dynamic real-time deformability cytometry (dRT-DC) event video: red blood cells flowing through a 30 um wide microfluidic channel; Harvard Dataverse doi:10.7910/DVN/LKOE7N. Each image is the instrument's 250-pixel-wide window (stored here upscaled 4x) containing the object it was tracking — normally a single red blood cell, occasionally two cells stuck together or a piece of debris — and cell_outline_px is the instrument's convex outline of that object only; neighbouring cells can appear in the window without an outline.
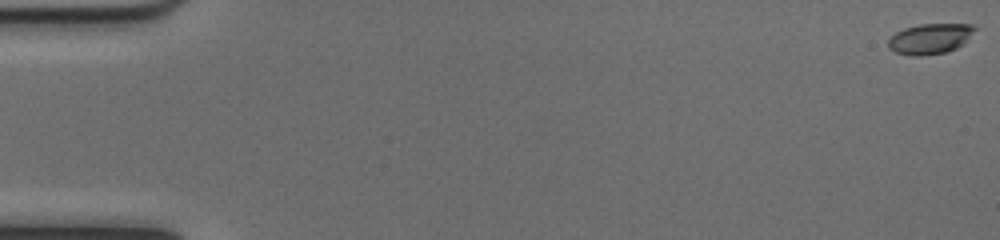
{"species": "common noctule bat (a hibernating species)", "species_latin": "Nyctalus noctula", "temperature_condition": "cold", "stored_images_in_passage": 53, "camera_frame_rate_fps": 3000, "um_per_image_px": 0.085, "animal": {"sex": "female", "body_mass_g": 17.0, "forearm_length_mm": 48.0}, "frame": {"image": 1, "passage_image": 1, "time_ms": 0.0, "image_size_px": [1000, 240], "cell_outline_px": [[980, 28], [964, 44], [948, 52], [920, 56], [912, 56], [896, 52], [888, 48], [888, 40], [896, 32], [904, 28], [920, 24], [976, 24]], "centroid_in_image_um": [79.14, 3.28], "position_along_channel_um": 5.9, "area_um2": 15.72}}
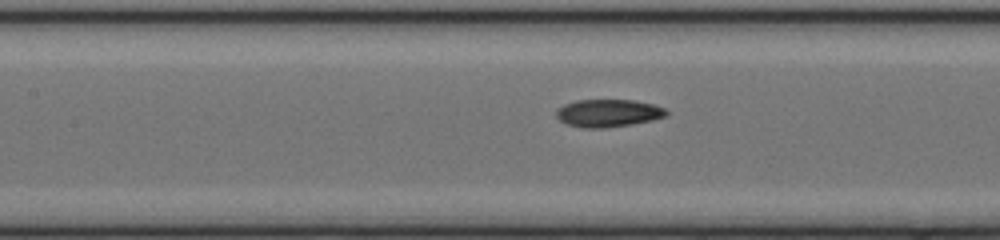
{"frame": {"image": 2, "passage_image": 25, "time_ms": 8.0, "image_size_px": [1000, 240], "cell_outline_px": [[668, 116], [652, 120], [632, 124], [604, 128], [584, 128], [568, 124], [560, 120], [556, 116], [556, 108], [564, 104], [576, 100], [632, 100], [652, 104], [664, 108], [668, 112]], "centroid_in_image_um": [51.69, 9.61], "position_along_channel_um": 155.7, "area_um2": 17.74}}
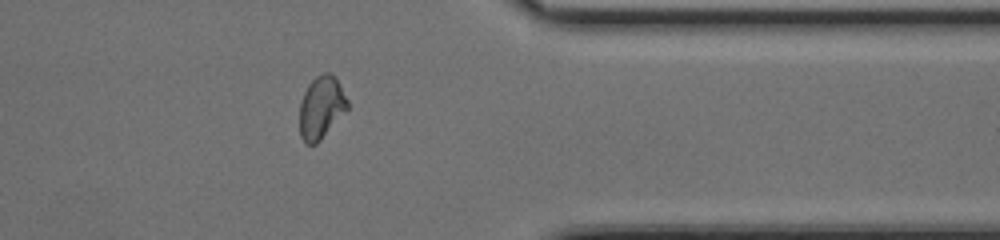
{"frame": {"image": 3, "passage_image": 43, "time_ms": 14.0, "image_size_px": [1000, 240], "cell_outline_px": [[348, 108], [320, 140], [316, 144], [304, 144], [300, 136], [300, 104], [304, 92], [308, 84], [316, 76], [324, 72], [328, 72], [336, 76], [348, 100]], "centroid_in_image_um": [27.3, 9.12], "position_along_channel_um": 384.1, "area_um2": 17.46}, "authors_computed_cell_mechanics": {"area_um2": 17.34, "velocity_mm_per_s": 4.0147, "shape_relaxation_time_tau1_ms": 8.2974, "shape_relaxation_time_tau2_ms": 2.4551, "deformation_change_tau1": 0.247, "deformation_change_tau2": 0.0559}}